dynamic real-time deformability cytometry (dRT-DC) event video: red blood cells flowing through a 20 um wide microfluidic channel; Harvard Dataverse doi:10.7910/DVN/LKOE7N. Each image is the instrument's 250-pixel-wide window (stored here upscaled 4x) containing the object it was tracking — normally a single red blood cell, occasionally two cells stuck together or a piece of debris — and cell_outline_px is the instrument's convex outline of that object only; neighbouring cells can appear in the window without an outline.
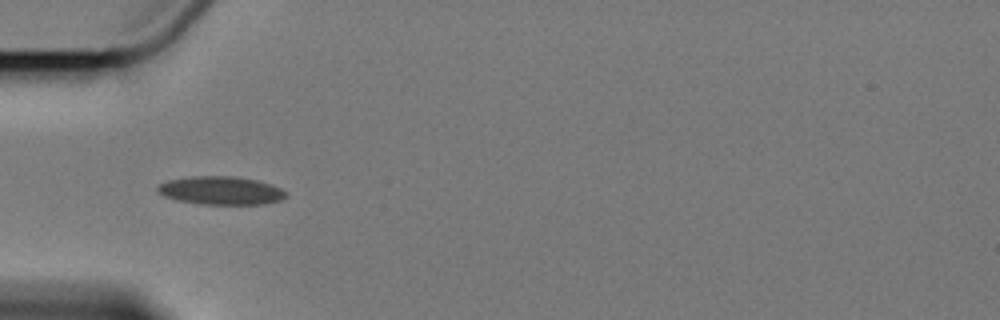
{"species": "Egyptian fruit bat (a non-hibernating species)", "species_latin": "Rousettus aegyptiacus", "temperature_condition": "cold", "stored_images_in_passage": 5, "camera_frame_rate_fps": 3000, "um_per_image_px": 0.085, "animal": {"sex": "female"}, "frame": {"image": 1, "passage_image": 5, "time_ms": 5.667, "image_size_px": [1000, 320], "cell_outline_px": [[288, 196], [280, 200], [264, 204], [200, 204], [176, 200], [164, 196], [156, 192], [156, 188], [160, 184], [168, 180], [192, 176], [232, 176], [256, 180], [272, 184], [288, 192]], "centroid_in_image_um": [18.78, 16.2], "position_along_channel_um": 66.2, "area_um2": 21.27}}